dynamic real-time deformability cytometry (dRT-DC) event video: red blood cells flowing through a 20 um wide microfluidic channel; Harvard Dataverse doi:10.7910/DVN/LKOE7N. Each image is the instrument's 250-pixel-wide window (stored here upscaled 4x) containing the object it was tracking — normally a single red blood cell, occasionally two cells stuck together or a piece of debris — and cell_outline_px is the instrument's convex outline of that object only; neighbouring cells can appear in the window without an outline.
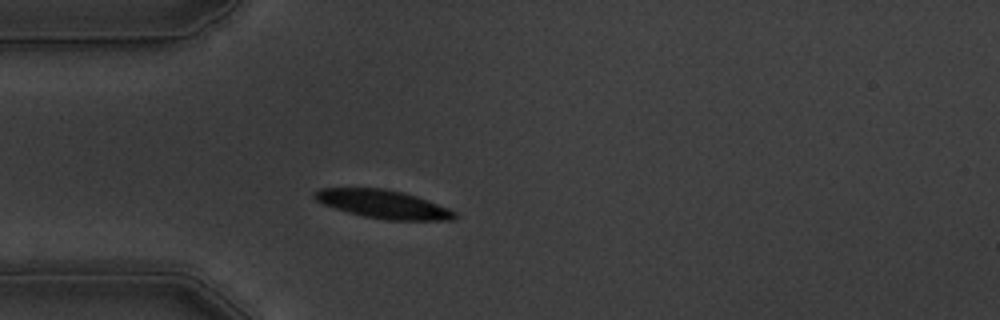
{"species": "common noctule bat (a hibernating species)", "species_latin": "Nyctalus noctula", "temperature_condition": "warm", "stored_images_in_passage": 42, "camera_frame_rate_fps": 3000, "um_per_image_px": 0.085, "animal": {"sex": "male", "body_mass_g": 19.5, "forearm_length_mm": 54.6}, "frame": {"image": 1, "passage_image": 1, "time_ms": 0.0, "image_size_px": [1000, 320], "cell_outline_px": [[456, 220], [384, 220], [364, 216], [348, 212], [324, 204], [316, 200], [312, 196], [320, 188], [384, 188], [404, 192], [416, 196], [448, 208], [456, 212]], "centroid_in_image_um": [32.59, 17.36], "position_along_channel_um": 52.4, "area_um2": 23.0}}
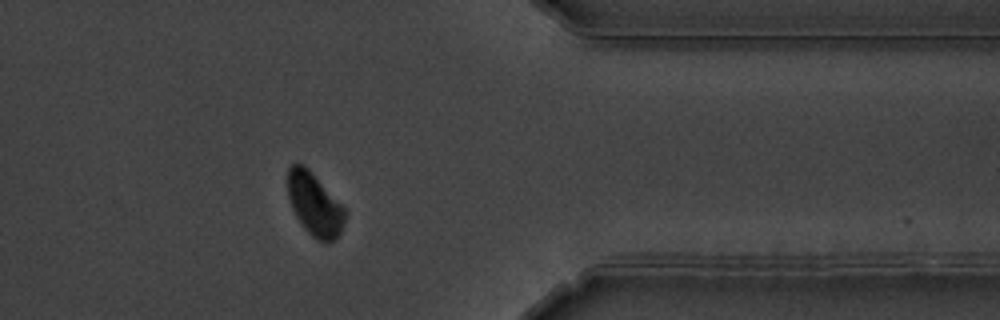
{"frame": {"image": 2, "passage_image": 31, "time_ms": 10.0, "image_size_px": [1000, 320], "cell_outline_px": [[348, 212], [340, 232], [336, 240], [328, 244], [324, 244], [316, 240], [300, 224], [292, 208], [288, 196], [288, 168], [296, 160], [304, 164], [308, 168]], "centroid_in_image_um": [26.74, 17.39], "position_along_channel_um": 384.7, "area_um2": 21.27}}
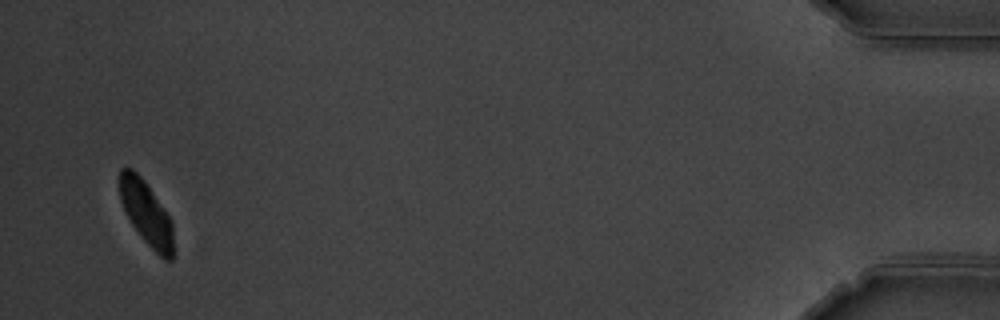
{"frame": {"image": 3, "passage_image": 40, "time_ms": 13.0, "image_size_px": [1000, 320], "cell_outline_px": [[172, 260], [164, 260], [144, 240], [132, 224], [120, 200], [116, 180], [120, 168], [132, 168], [144, 180], [172, 220]], "centroid_in_image_um": [12.38, 18.04], "position_along_channel_um": 422.8, "area_um2": 20.0}, "authors_computed_cell_mechanics": {"area_um2": 23.5535, "velocity_mm_per_s": 3.5463, "shape_relaxation_time_tau1_ms": 2.6659, "shape_relaxation_time_tau2_ms": null, "deformation_change_tau1": 0.119, "deformation_change_tau2": null}}